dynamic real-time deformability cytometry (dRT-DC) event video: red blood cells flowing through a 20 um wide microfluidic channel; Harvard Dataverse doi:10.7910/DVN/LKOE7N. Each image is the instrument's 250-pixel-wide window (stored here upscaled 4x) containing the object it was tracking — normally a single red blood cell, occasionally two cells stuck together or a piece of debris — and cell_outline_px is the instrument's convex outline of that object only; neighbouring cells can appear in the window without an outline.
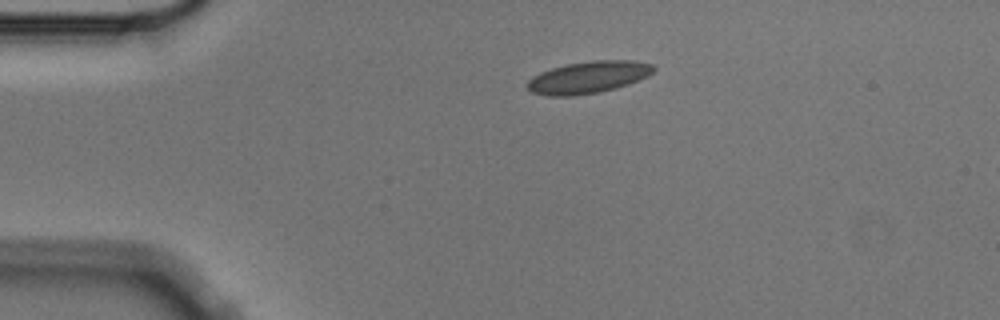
{"species": "Egyptian fruit bat (a non-hibernating species)", "species_latin": "Rousettus aegyptiacus", "temperature_condition": "cold", "stored_images_in_passage": 3, "camera_frame_rate_fps": 3000, "um_per_image_px": 0.085, "animal": {"sex": "male"}, "frame": {"image": 1, "passage_image": 1, "time_ms": 0.0, "image_size_px": [1000, 320], "cell_outline_px": [[656, 68], [648, 76], [628, 84], [616, 88], [600, 92], [572, 96], [544, 96], [532, 92], [524, 84], [532, 76], [540, 72], [552, 68], [568, 64], [592, 60], [632, 60], [652, 64]], "centroid_in_image_um": [49.97, 6.57], "position_along_channel_um": 35.0, "area_um2": 23.7}}